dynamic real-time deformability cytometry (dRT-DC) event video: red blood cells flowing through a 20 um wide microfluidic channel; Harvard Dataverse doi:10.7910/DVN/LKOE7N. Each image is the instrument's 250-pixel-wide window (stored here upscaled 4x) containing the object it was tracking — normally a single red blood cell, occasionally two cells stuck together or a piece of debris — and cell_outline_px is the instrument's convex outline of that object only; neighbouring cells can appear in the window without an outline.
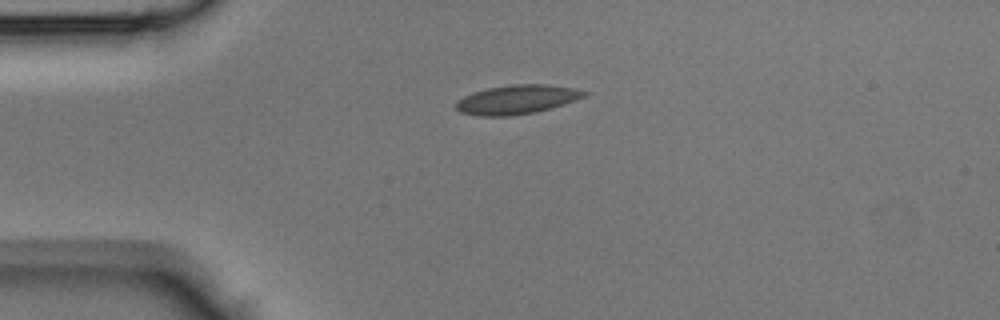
{"species": "Egyptian fruit bat (a non-hibernating species)", "species_latin": "Rousettus aegyptiacus", "temperature_condition": "room temperature", "stored_images_in_passage": 35, "camera_frame_rate_fps": 3000, "um_per_image_px": 0.085, "animal": {"sex": "male"}, "frame": {"image": 1, "passage_image": 1, "time_ms": 0.0, "image_size_px": [1000, 320], "cell_outline_px": [[588, 92], [584, 96], [576, 100], [564, 104], [536, 112], [508, 116], [476, 116], [460, 112], [456, 108], [456, 100], [464, 96], [488, 88], [512, 84], [548, 84], [576, 88]], "centroid_in_image_um": [43.94, 8.46], "position_along_channel_um": 41.1, "area_um2": 21.73}}
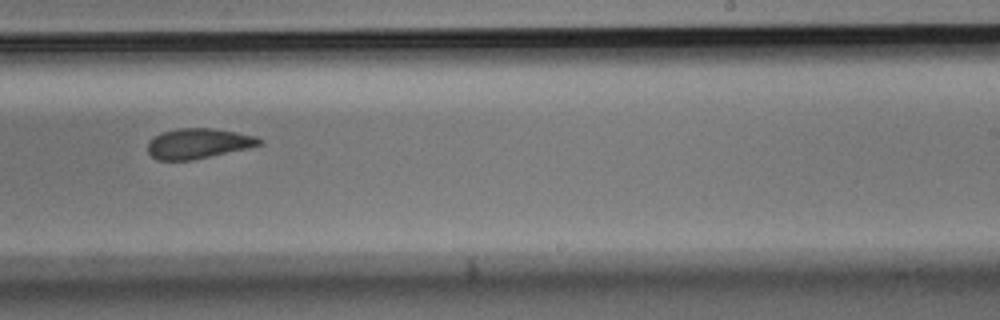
{"frame": {"image": 2, "passage_image": 18, "time_ms": 5.667, "image_size_px": [1000, 320], "cell_outline_px": [[264, 144], [248, 148], [192, 160], [156, 160], [148, 152], [148, 144], [160, 132], [180, 128], [212, 128], [236, 132], [256, 136], [264, 140]], "centroid_in_image_um": [16.89, 12.19], "position_along_channel_um": 272.1, "area_um2": 19.59}}
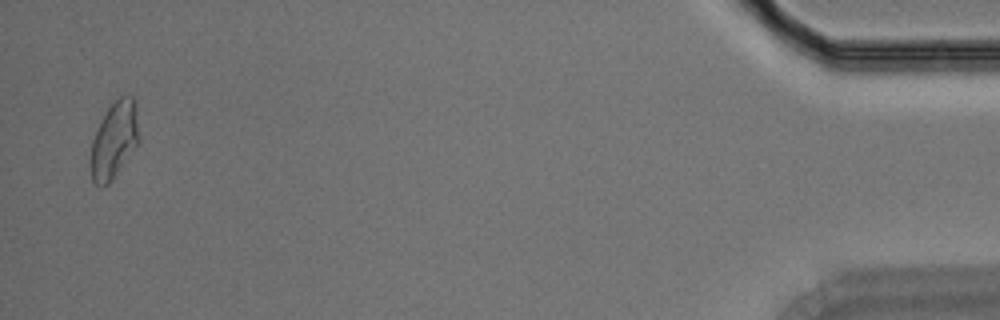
{"frame": {"image": 3, "passage_image": 34, "time_ms": 11.0, "image_size_px": [1000, 320], "cell_outline_px": [[140, 140], [112, 180], [108, 184], [100, 188], [92, 180], [88, 164], [88, 160], [92, 140], [100, 120], [108, 108], [124, 92], [132, 96], [136, 100]], "centroid_in_image_um": [9.69, 11.89], "position_along_channel_um": 425.5, "area_um2": 22.25}}